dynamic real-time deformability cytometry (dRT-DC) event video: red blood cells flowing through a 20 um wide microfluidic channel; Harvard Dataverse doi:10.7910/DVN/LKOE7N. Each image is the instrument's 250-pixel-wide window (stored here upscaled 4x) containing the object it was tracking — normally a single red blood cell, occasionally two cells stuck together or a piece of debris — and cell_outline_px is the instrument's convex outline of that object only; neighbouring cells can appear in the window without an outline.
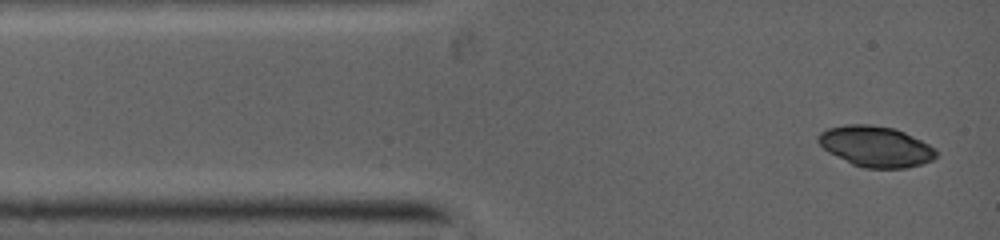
{"species": "common noctule bat (a hibernating species)", "species_latin": "Nyctalus noctula", "temperature_condition": "warm", "stored_images_in_passage": 12, "camera_frame_rate_fps": 5000, "um_per_image_px": 0.085, "animal": {"sex": "female", "body_mass_g": 19.0, "forearm_length_mm": 53.3}, "frame": {"image": 1, "passage_image": 1, "time_ms": 0.0, "image_size_px": [1000, 240], "cell_outline_px": [[936, 156], [932, 160], [920, 164], [904, 168], [864, 168], [852, 164], [824, 148], [820, 144], [820, 132], [828, 128], [848, 124], [868, 124], [892, 128], [904, 132], [928, 144], [936, 152]], "centroid_in_image_um": [74.45, 12.45], "position_along_channel_um": 10.6, "area_um2": 27.28}}
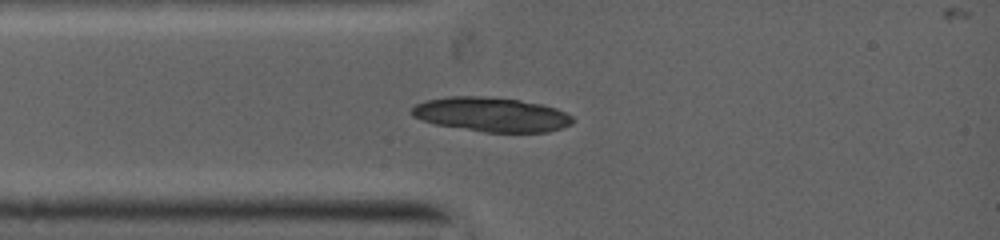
{"frame": {"image": 2, "passage_image": 10, "time_ms": 1.8, "image_size_px": [1000, 240], "cell_outline_px": [[572, 124], [548, 132], [488, 132], [436, 124], [412, 116], [412, 108], [416, 104], [428, 100], [452, 96], [476, 96], [520, 100], [540, 104], [556, 108], [572, 116]], "centroid_in_image_um": [41.79, 9.73], "position_along_channel_um": 43.2, "area_um2": 31.67}}